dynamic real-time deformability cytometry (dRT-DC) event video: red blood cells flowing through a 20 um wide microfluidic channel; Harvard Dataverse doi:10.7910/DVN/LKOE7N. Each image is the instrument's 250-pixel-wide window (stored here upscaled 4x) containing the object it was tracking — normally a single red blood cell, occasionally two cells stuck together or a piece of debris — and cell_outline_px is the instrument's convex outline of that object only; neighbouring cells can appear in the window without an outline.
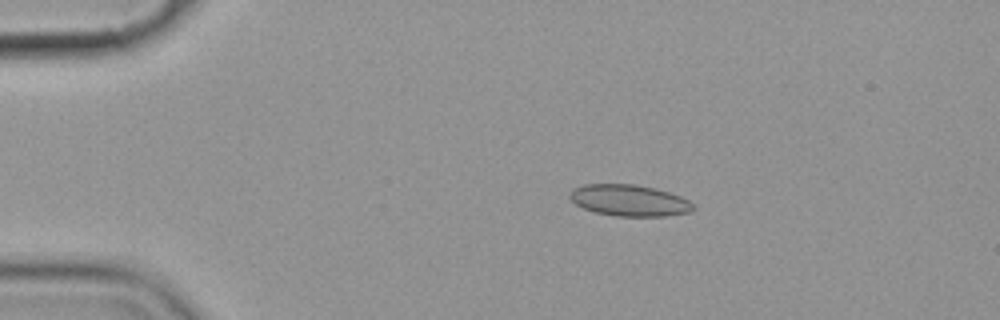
{"species": "common noctule bat (a hibernating species)", "species_latin": "Nyctalus noctula", "temperature_condition": "cold", "stored_images_in_passage": 15, "camera_frame_rate_fps": 3000, "um_per_image_px": 0.085, "animal": {"sex": "female", "body_mass_g": 19.9}, "frame": {"image": 1, "passage_image": 3, "time_ms": 3.0, "image_size_px": [1000, 320], "cell_outline_px": [[696, 208], [688, 212], [664, 216], [616, 216], [596, 212], [584, 208], [576, 204], [568, 196], [568, 192], [572, 188], [584, 184], [636, 184], [656, 188], [680, 196], [688, 200]], "centroid_in_image_um": [53.46, 17.02], "position_along_channel_um": 31.5, "area_um2": 22.6}}
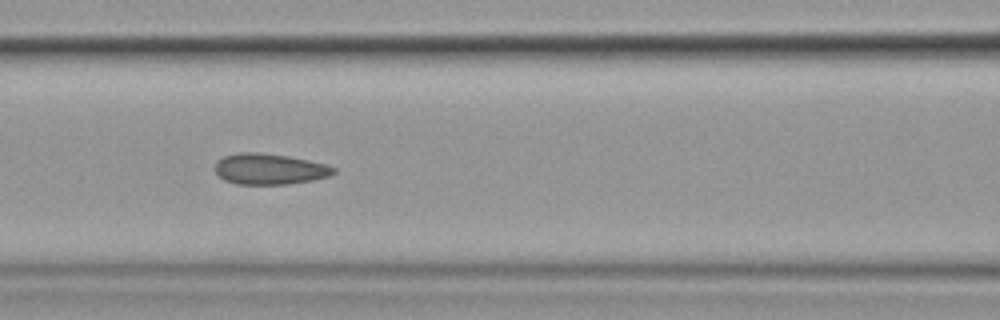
{"frame": {"image": 2, "passage_image": 7, "time_ms": 7.667, "image_size_px": [1000, 320], "cell_outline_px": [[336, 172], [328, 176], [316, 180], [288, 184], [236, 184], [224, 180], [216, 172], [216, 160], [224, 156], [240, 152], [256, 152], [288, 156], [308, 160], [324, 164], [336, 168]], "centroid_in_image_um": [22.91, 14.37], "position_along_channel_um": 143.7, "area_um2": 21.33}}
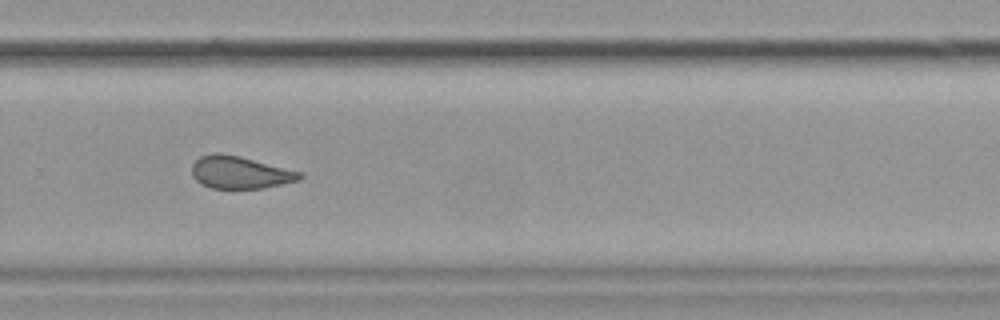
{"frame": {"image": 3, "passage_image": 11, "time_ms": 12.333, "image_size_px": [1000, 320], "cell_outline_px": [[304, 176], [300, 180], [264, 188], [212, 188], [200, 184], [192, 176], [192, 164], [200, 156], [216, 152], [220, 152], [240, 156], [304, 172]], "centroid_in_image_um": [20.42, 14.65], "position_along_channel_um": 309.4, "area_um2": 20.63}, "authors_computed_cell_mechanics": {"area_um2": 22.1952, "velocity_mm_per_s": 3.5705, "shape_relaxation_time_tau1_ms": null, "shape_relaxation_time_tau2_ms": 1.3493, "deformation_change_tau1": null, "deformation_change_tau2": 0.039}}